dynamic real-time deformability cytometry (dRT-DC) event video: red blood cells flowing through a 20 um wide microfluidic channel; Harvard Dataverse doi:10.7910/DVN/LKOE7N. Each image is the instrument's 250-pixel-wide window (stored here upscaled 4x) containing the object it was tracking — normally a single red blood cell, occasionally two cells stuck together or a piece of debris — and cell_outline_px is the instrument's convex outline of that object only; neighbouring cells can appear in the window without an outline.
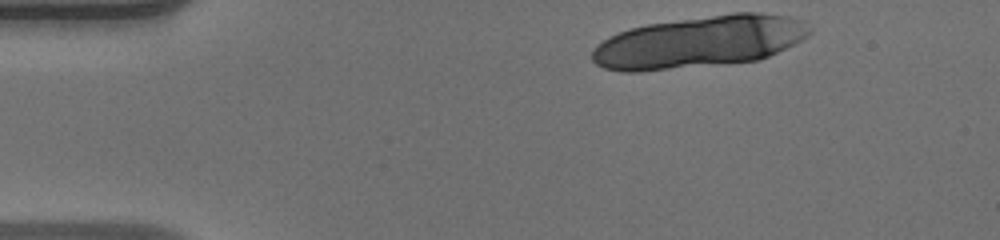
{"species": "human", "species_latin": "Homo sapiens", "temperature_condition": "warm", "stored_images_in_passage": 11, "camera_frame_rate_fps": 3000, "um_per_image_px": 0.085, "donor": {"sex": "male"}, "frame": {"image": 1, "passage_image": 1, "time_ms": 0.0, "image_size_px": [1000, 240], "cell_outline_px": [[812, 32], [808, 36], [760, 60], [640, 72], [624, 72], [604, 68], [596, 64], [592, 60], [592, 52], [596, 44], [608, 36], [632, 28], [648, 24], [732, 12], [760, 12], [792, 16], [800, 20], [812, 28]], "centroid_in_image_um": [59.44, 3.55], "position_along_channel_um": 25.6, "area_um2": 65.78}}